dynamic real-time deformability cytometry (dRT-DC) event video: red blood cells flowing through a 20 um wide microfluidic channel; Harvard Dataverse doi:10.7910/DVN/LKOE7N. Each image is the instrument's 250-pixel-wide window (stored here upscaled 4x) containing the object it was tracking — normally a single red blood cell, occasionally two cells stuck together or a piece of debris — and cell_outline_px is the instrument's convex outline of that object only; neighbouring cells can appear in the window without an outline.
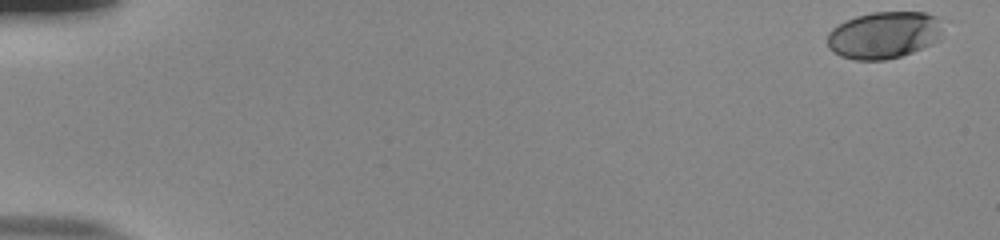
{"species": "human", "species_latin": "Homo sapiens", "temperature_condition": "room temperature", "stored_images_in_passage": 53, "camera_frame_rate_fps": 3000, "um_per_image_px": 0.085, "donor": {"sex": "male"}, "frame": {"image": 1, "passage_image": 1, "time_ms": 0.0, "image_size_px": [1000, 240], "cell_outline_px": [[940, 40], [932, 44], [912, 52], [900, 56], [884, 60], [856, 60], [840, 56], [832, 52], [828, 48], [828, 32], [832, 28], [844, 20], [856, 16], [872, 12], [924, 12], [936, 16]], "centroid_in_image_um": [75.06, 2.99], "position_along_channel_um": 9.9, "area_um2": 31.5}}
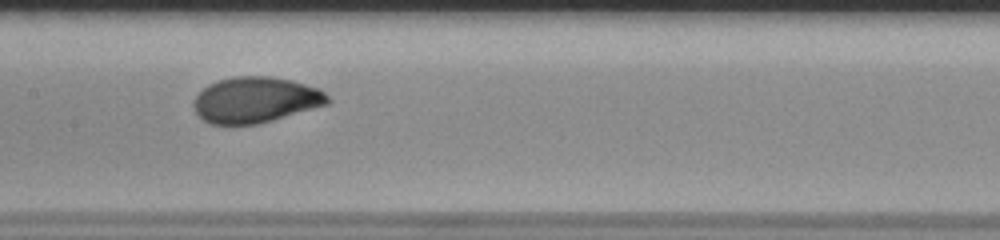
{"frame": {"image": 2, "passage_image": 28, "time_ms": 9.0, "image_size_px": [1000, 240], "cell_outline_px": [[332, 100], [328, 104], [256, 124], [208, 124], [196, 112], [192, 104], [196, 96], [208, 84], [220, 80], [236, 76], [272, 76], [292, 80], [316, 88], [324, 92]], "centroid_in_image_um": [21.71, 8.48], "position_along_channel_um": 185.7, "area_um2": 35.43}}
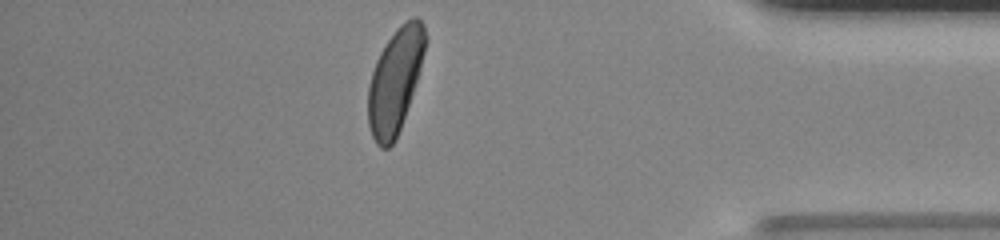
{"frame": {"image": 3, "passage_image": 47, "time_ms": 15.333, "image_size_px": [1000, 240], "cell_outline_px": [[428, 40], [420, 68], [396, 140], [388, 148], [380, 148], [376, 144], [372, 136], [368, 124], [368, 84], [376, 60], [380, 52], [396, 28], [400, 24], [412, 16], [416, 16], [424, 24], [428, 36]], "centroid_in_image_um": [33.58, 6.82], "position_along_channel_um": 401.6, "area_um2": 34.68}, "authors_computed_cell_mechanics": {"area_um2": 34.7956, "velocity_mm_per_s": 3.8866, "shape_relaxation_time_tau1_ms": 2.9385, "shape_relaxation_time_tau2_ms": null, "deformation_change_tau1": 0.1494, "deformation_change_tau2": null}}